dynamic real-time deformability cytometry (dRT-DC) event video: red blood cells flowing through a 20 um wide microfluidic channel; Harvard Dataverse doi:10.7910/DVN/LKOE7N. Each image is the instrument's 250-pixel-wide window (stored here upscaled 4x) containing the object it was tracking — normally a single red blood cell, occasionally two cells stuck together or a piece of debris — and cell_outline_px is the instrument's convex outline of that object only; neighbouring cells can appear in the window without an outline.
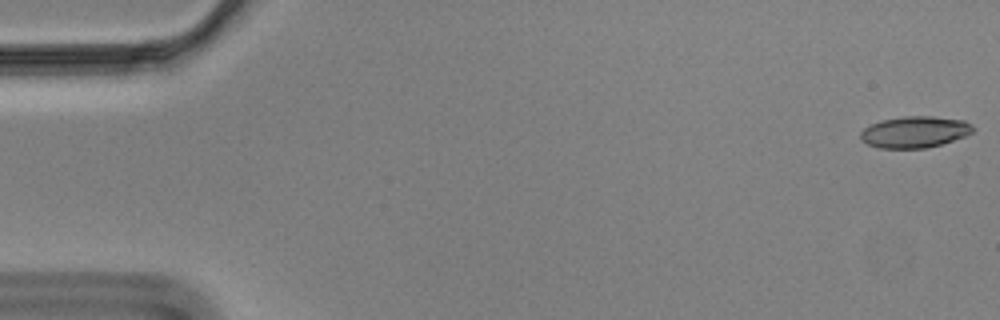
{"species": "Egyptian fruit bat (a non-hibernating species)", "species_latin": "Rousettus aegyptiacus", "temperature_condition": "cold", "stored_images_in_passage": 58, "camera_frame_rate_fps": 3000, "um_per_image_px": 0.085, "animal": {"sex": "male"}, "frame": {"image": 1, "passage_image": 1, "time_ms": 0.0, "image_size_px": [1000, 320], "cell_outline_px": [[976, 128], [972, 132], [964, 136], [940, 144], [924, 148], [880, 148], [868, 144], [860, 140], [860, 132], [864, 128], [880, 120], [904, 116], [932, 116], [964, 120], [972, 124]], "centroid_in_image_um": [77.74, 11.21], "position_along_channel_um": 7.3, "area_um2": 20.58}}
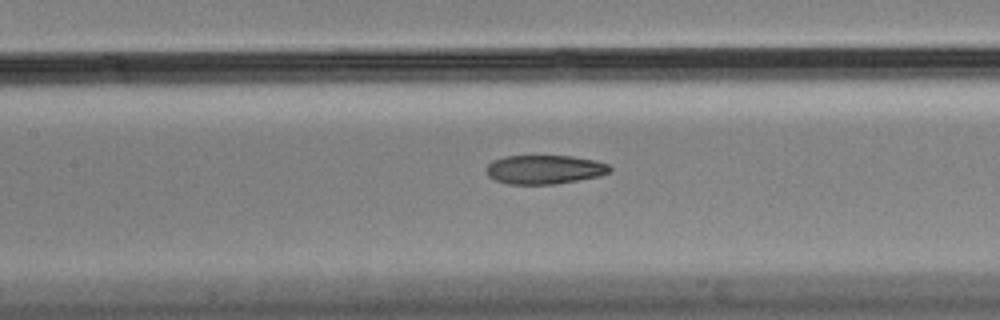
{"frame": {"image": 2, "passage_image": 26, "time_ms": 8.333, "image_size_px": [1000, 320], "cell_outline_px": [[612, 172], [600, 176], [556, 184], [508, 184], [496, 180], [488, 176], [484, 168], [492, 160], [504, 156], [572, 156], [596, 160], [608, 164], [612, 168]], "centroid_in_image_um": [46.29, 14.4], "position_along_channel_um": 161.1, "area_um2": 21.1}}
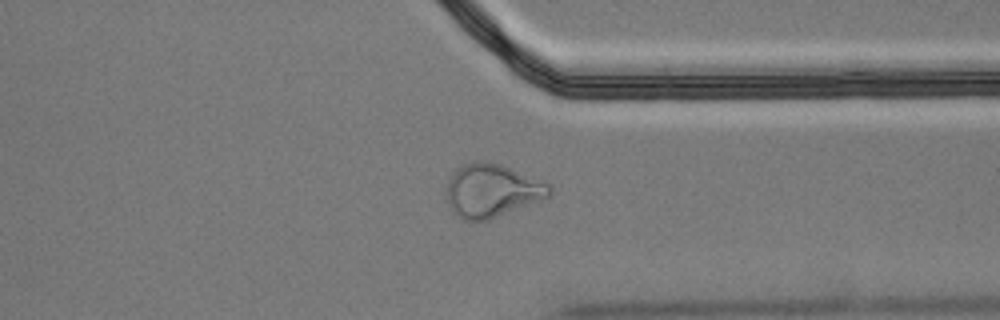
{"frame": {"image": 3, "passage_image": 44, "time_ms": 14.333, "image_size_px": [1000, 320], "cell_outline_px": [[552, 192], [548, 196], [488, 220], [464, 220], [452, 212], [448, 204], [448, 180], [452, 172], [456, 168], [464, 164], [476, 160], [480, 160], [500, 164], [548, 184], [552, 188]], "centroid_in_image_um": [41.75, 16.19], "position_along_channel_um": 369.6, "area_um2": 31.27}, "authors_computed_cell_mechanics": {"area_um2": 21.9929, "velocity_mm_per_s": 3.4906, "shape_relaxation_time_tau1_ms": null, "shape_relaxation_time_tau2_ms": 3.3719, "deformation_change_tau1": null, "deformation_change_tau2": 0.0998}}